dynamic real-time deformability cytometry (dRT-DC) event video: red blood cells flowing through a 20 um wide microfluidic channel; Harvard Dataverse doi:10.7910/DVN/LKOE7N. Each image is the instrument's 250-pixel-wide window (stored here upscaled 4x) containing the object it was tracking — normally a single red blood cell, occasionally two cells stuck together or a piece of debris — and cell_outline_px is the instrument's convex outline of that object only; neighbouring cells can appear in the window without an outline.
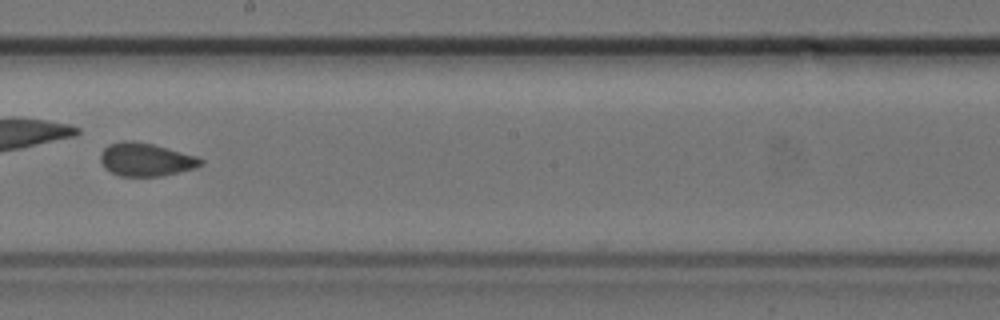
{"species": "common noctule bat (a hibernating species)", "species_latin": "Nyctalus noctula", "temperature_condition": "cold", "stored_images_in_passage": 33, "camera_frame_rate_fps": 3000, "um_per_image_px": 0.085, "animal": {"sex": "female", "body_mass_g": 24.6, "forearm_length_mm": 56.2}, "frame": {"image": 1, "passage_image": 15, "time_ms": 4.667, "image_size_px": [1000, 320], "cell_outline_px": [[204, 164], [196, 168], [160, 176], [120, 176], [104, 168], [100, 160], [100, 156], [104, 148], [108, 144], [124, 140], [132, 140], [152, 144], [196, 156], [204, 160]], "centroid_in_image_um": [12.39, 13.56], "position_along_channel_um": 235.8, "area_um2": 19.36}}